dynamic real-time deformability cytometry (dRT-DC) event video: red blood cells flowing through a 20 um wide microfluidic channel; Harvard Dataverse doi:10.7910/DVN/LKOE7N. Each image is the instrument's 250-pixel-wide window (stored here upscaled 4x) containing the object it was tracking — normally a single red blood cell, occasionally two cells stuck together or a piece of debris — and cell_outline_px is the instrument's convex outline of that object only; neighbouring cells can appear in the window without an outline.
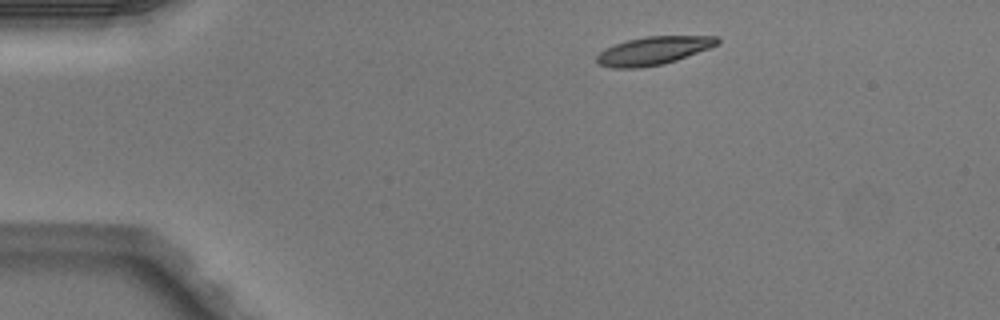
{"species": "Egyptian fruit bat (a non-hibernating species)", "species_latin": "Rousettus aegyptiacus", "temperature_condition": "warm", "stored_images_in_passage": 5, "camera_frame_rate_fps": 3000, "um_per_image_px": 0.085, "animal": {"sex": "male"}, "frame": {"image": 1, "passage_image": 5, "time_ms": 1.333, "image_size_px": [1000, 320], "cell_outline_px": [[720, 44], [676, 60], [664, 64], [640, 68], [612, 68], [600, 64], [596, 60], [596, 56], [600, 52], [616, 44], [628, 40], [644, 36], [716, 36], [720, 40]], "centroid_in_image_um": [55.56, 4.31], "position_along_channel_um": 29.4, "area_um2": 19.65}}